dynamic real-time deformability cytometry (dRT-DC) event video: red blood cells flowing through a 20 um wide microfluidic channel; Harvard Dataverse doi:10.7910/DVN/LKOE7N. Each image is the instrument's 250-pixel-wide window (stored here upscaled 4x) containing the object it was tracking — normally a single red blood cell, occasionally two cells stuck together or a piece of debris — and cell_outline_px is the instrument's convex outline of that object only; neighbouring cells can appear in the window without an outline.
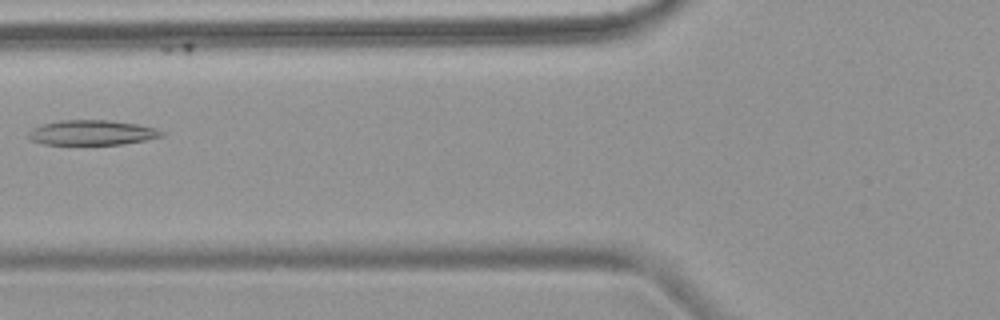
{"species": "common noctule bat (a hibernating species)", "species_latin": "Nyctalus noctula", "temperature_condition": "warm", "stored_images_in_passage": 8, "camera_frame_rate_fps": 3000, "um_per_image_px": 0.085, "animal": {"sex": "female", "body_mass_g": 18.4}, "frame": {"image": 1, "passage_image": 6, "time_ms": 7.0, "image_size_px": [1000, 320], "cell_outline_px": [[164, 136], [124, 144], [44, 144], [32, 140], [28, 136], [28, 132], [32, 128], [44, 124], [60, 120], [108, 120], [136, 124], [156, 128], [164, 132]], "centroid_in_image_um": [7.83, 11.27], "position_along_channel_um": 118.0, "area_um2": 19.19}}
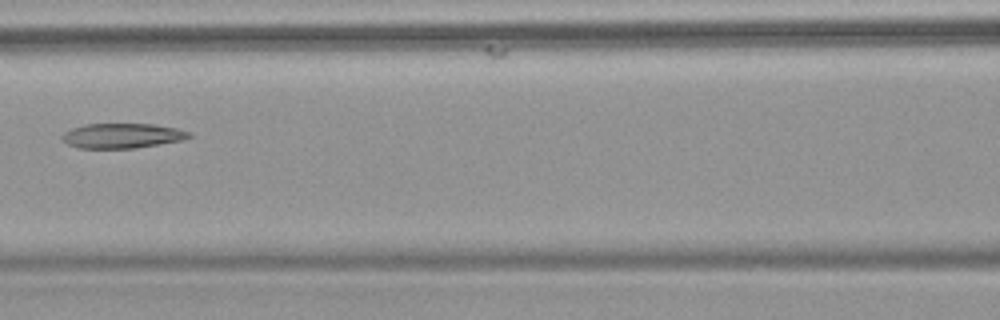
{"frame": {"image": 2, "passage_image": 7, "time_ms": 8.0, "image_size_px": [1000, 320], "cell_outline_px": [[192, 136], [184, 140], [136, 148], [80, 148], [68, 144], [60, 140], [60, 136], [64, 132], [72, 128], [84, 124], [152, 124], [176, 128], [192, 132]], "centroid_in_image_um": [10.38, 11.54], "position_along_channel_um": 156.2, "area_um2": 18.55}}